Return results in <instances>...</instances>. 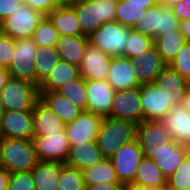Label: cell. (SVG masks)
Instances as JSON below:
<instances>
[{
	"label": "cell",
	"mask_w": 190,
	"mask_h": 190,
	"mask_svg": "<svg viewBox=\"0 0 190 190\" xmlns=\"http://www.w3.org/2000/svg\"><path fill=\"white\" fill-rule=\"evenodd\" d=\"M144 157L151 158L168 178L178 168L179 164L190 153V147L172 143H161L154 150H142Z\"/></svg>",
	"instance_id": "cell-10"
},
{
	"label": "cell",
	"mask_w": 190,
	"mask_h": 190,
	"mask_svg": "<svg viewBox=\"0 0 190 190\" xmlns=\"http://www.w3.org/2000/svg\"><path fill=\"white\" fill-rule=\"evenodd\" d=\"M180 1L182 0H160V3L163 5V6H166V7H172L176 4H178Z\"/></svg>",
	"instance_id": "cell-54"
},
{
	"label": "cell",
	"mask_w": 190,
	"mask_h": 190,
	"mask_svg": "<svg viewBox=\"0 0 190 190\" xmlns=\"http://www.w3.org/2000/svg\"><path fill=\"white\" fill-rule=\"evenodd\" d=\"M144 157L137 139L121 146L109 159L117 173L120 183L135 181L141 159Z\"/></svg>",
	"instance_id": "cell-8"
},
{
	"label": "cell",
	"mask_w": 190,
	"mask_h": 190,
	"mask_svg": "<svg viewBox=\"0 0 190 190\" xmlns=\"http://www.w3.org/2000/svg\"><path fill=\"white\" fill-rule=\"evenodd\" d=\"M146 11H148V4L117 0L115 21L133 28L137 22L141 21Z\"/></svg>",
	"instance_id": "cell-34"
},
{
	"label": "cell",
	"mask_w": 190,
	"mask_h": 190,
	"mask_svg": "<svg viewBox=\"0 0 190 190\" xmlns=\"http://www.w3.org/2000/svg\"><path fill=\"white\" fill-rule=\"evenodd\" d=\"M136 139L141 150H154L161 143L173 142L161 120H148L137 124Z\"/></svg>",
	"instance_id": "cell-22"
},
{
	"label": "cell",
	"mask_w": 190,
	"mask_h": 190,
	"mask_svg": "<svg viewBox=\"0 0 190 190\" xmlns=\"http://www.w3.org/2000/svg\"><path fill=\"white\" fill-rule=\"evenodd\" d=\"M115 92L107 81L86 80L87 110L110 117Z\"/></svg>",
	"instance_id": "cell-16"
},
{
	"label": "cell",
	"mask_w": 190,
	"mask_h": 190,
	"mask_svg": "<svg viewBox=\"0 0 190 190\" xmlns=\"http://www.w3.org/2000/svg\"><path fill=\"white\" fill-rule=\"evenodd\" d=\"M16 40L3 35L0 38V65L8 67L13 59L15 53Z\"/></svg>",
	"instance_id": "cell-42"
},
{
	"label": "cell",
	"mask_w": 190,
	"mask_h": 190,
	"mask_svg": "<svg viewBox=\"0 0 190 190\" xmlns=\"http://www.w3.org/2000/svg\"><path fill=\"white\" fill-rule=\"evenodd\" d=\"M137 124L131 120L104 117L96 143L105 158H110L121 146L136 139Z\"/></svg>",
	"instance_id": "cell-1"
},
{
	"label": "cell",
	"mask_w": 190,
	"mask_h": 190,
	"mask_svg": "<svg viewBox=\"0 0 190 190\" xmlns=\"http://www.w3.org/2000/svg\"><path fill=\"white\" fill-rule=\"evenodd\" d=\"M59 60L60 57L56 47H38L34 61L35 85L40 86Z\"/></svg>",
	"instance_id": "cell-32"
},
{
	"label": "cell",
	"mask_w": 190,
	"mask_h": 190,
	"mask_svg": "<svg viewBox=\"0 0 190 190\" xmlns=\"http://www.w3.org/2000/svg\"><path fill=\"white\" fill-rule=\"evenodd\" d=\"M81 77L78 66L59 60L48 77L40 84V92L56 91L63 85Z\"/></svg>",
	"instance_id": "cell-26"
},
{
	"label": "cell",
	"mask_w": 190,
	"mask_h": 190,
	"mask_svg": "<svg viewBox=\"0 0 190 190\" xmlns=\"http://www.w3.org/2000/svg\"><path fill=\"white\" fill-rule=\"evenodd\" d=\"M82 111L87 110L86 80L81 76L56 90Z\"/></svg>",
	"instance_id": "cell-35"
},
{
	"label": "cell",
	"mask_w": 190,
	"mask_h": 190,
	"mask_svg": "<svg viewBox=\"0 0 190 190\" xmlns=\"http://www.w3.org/2000/svg\"><path fill=\"white\" fill-rule=\"evenodd\" d=\"M32 142L39 161L66 163L70 144L65 131L34 136Z\"/></svg>",
	"instance_id": "cell-11"
},
{
	"label": "cell",
	"mask_w": 190,
	"mask_h": 190,
	"mask_svg": "<svg viewBox=\"0 0 190 190\" xmlns=\"http://www.w3.org/2000/svg\"><path fill=\"white\" fill-rule=\"evenodd\" d=\"M59 37V32L50 19L45 16L35 29L32 39L38 47H56Z\"/></svg>",
	"instance_id": "cell-37"
},
{
	"label": "cell",
	"mask_w": 190,
	"mask_h": 190,
	"mask_svg": "<svg viewBox=\"0 0 190 190\" xmlns=\"http://www.w3.org/2000/svg\"><path fill=\"white\" fill-rule=\"evenodd\" d=\"M181 107L190 113V83L187 86L185 96L182 100Z\"/></svg>",
	"instance_id": "cell-50"
},
{
	"label": "cell",
	"mask_w": 190,
	"mask_h": 190,
	"mask_svg": "<svg viewBox=\"0 0 190 190\" xmlns=\"http://www.w3.org/2000/svg\"><path fill=\"white\" fill-rule=\"evenodd\" d=\"M180 30L185 39L187 40V43L190 44V19L180 22Z\"/></svg>",
	"instance_id": "cell-48"
},
{
	"label": "cell",
	"mask_w": 190,
	"mask_h": 190,
	"mask_svg": "<svg viewBox=\"0 0 190 190\" xmlns=\"http://www.w3.org/2000/svg\"><path fill=\"white\" fill-rule=\"evenodd\" d=\"M112 57L88 43L79 69L85 80L107 81Z\"/></svg>",
	"instance_id": "cell-15"
},
{
	"label": "cell",
	"mask_w": 190,
	"mask_h": 190,
	"mask_svg": "<svg viewBox=\"0 0 190 190\" xmlns=\"http://www.w3.org/2000/svg\"><path fill=\"white\" fill-rule=\"evenodd\" d=\"M80 0H56L58 7H73Z\"/></svg>",
	"instance_id": "cell-52"
},
{
	"label": "cell",
	"mask_w": 190,
	"mask_h": 190,
	"mask_svg": "<svg viewBox=\"0 0 190 190\" xmlns=\"http://www.w3.org/2000/svg\"><path fill=\"white\" fill-rule=\"evenodd\" d=\"M136 65L126 57H112L107 82L115 90L141 87L135 77Z\"/></svg>",
	"instance_id": "cell-19"
},
{
	"label": "cell",
	"mask_w": 190,
	"mask_h": 190,
	"mask_svg": "<svg viewBox=\"0 0 190 190\" xmlns=\"http://www.w3.org/2000/svg\"><path fill=\"white\" fill-rule=\"evenodd\" d=\"M123 190H149L148 188H145L143 185H139L137 183H126L123 186Z\"/></svg>",
	"instance_id": "cell-51"
},
{
	"label": "cell",
	"mask_w": 190,
	"mask_h": 190,
	"mask_svg": "<svg viewBox=\"0 0 190 190\" xmlns=\"http://www.w3.org/2000/svg\"><path fill=\"white\" fill-rule=\"evenodd\" d=\"M173 141L190 147V113L181 106H172L161 119Z\"/></svg>",
	"instance_id": "cell-20"
},
{
	"label": "cell",
	"mask_w": 190,
	"mask_h": 190,
	"mask_svg": "<svg viewBox=\"0 0 190 190\" xmlns=\"http://www.w3.org/2000/svg\"><path fill=\"white\" fill-rule=\"evenodd\" d=\"M166 177L151 158L141 159L134 183L152 189L166 185Z\"/></svg>",
	"instance_id": "cell-31"
},
{
	"label": "cell",
	"mask_w": 190,
	"mask_h": 190,
	"mask_svg": "<svg viewBox=\"0 0 190 190\" xmlns=\"http://www.w3.org/2000/svg\"><path fill=\"white\" fill-rule=\"evenodd\" d=\"M105 157L96 141H86L83 144L71 145L66 164L84 171L99 163Z\"/></svg>",
	"instance_id": "cell-23"
},
{
	"label": "cell",
	"mask_w": 190,
	"mask_h": 190,
	"mask_svg": "<svg viewBox=\"0 0 190 190\" xmlns=\"http://www.w3.org/2000/svg\"><path fill=\"white\" fill-rule=\"evenodd\" d=\"M142 103V121L161 120L172 107L167 103L163 90L155 82L143 84L140 87Z\"/></svg>",
	"instance_id": "cell-14"
},
{
	"label": "cell",
	"mask_w": 190,
	"mask_h": 190,
	"mask_svg": "<svg viewBox=\"0 0 190 190\" xmlns=\"http://www.w3.org/2000/svg\"><path fill=\"white\" fill-rule=\"evenodd\" d=\"M123 186L122 183L93 184L85 185V190H123Z\"/></svg>",
	"instance_id": "cell-46"
},
{
	"label": "cell",
	"mask_w": 190,
	"mask_h": 190,
	"mask_svg": "<svg viewBox=\"0 0 190 190\" xmlns=\"http://www.w3.org/2000/svg\"><path fill=\"white\" fill-rule=\"evenodd\" d=\"M103 117L91 111H82L78 118L66 124L65 132L69 144H83L86 141H96Z\"/></svg>",
	"instance_id": "cell-13"
},
{
	"label": "cell",
	"mask_w": 190,
	"mask_h": 190,
	"mask_svg": "<svg viewBox=\"0 0 190 190\" xmlns=\"http://www.w3.org/2000/svg\"><path fill=\"white\" fill-rule=\"evenodd\" d=\"M38 45L32 38L16 40L15 53L7 70L11 77L25 79L35 84V54Z\"/></svg>",
	"instance_id": "cell-9"
},
{
	"label": "cell",
	"mask_w": 190,
	"mask_h": 190,
	"mask_svg": "<svg viewBox=\"0 0 190 190\" xmlns=\"http://www.w3.org/2000/svg\"><path fill=\"white\" fill-rule=\"evenodd\" d=\"M173 14L179 18V21L190 19V0H182L171 7Z\"/></svg>",
	"instance_id": "cell-45"
},
{
	"label": "cell",
	"mask_w": 190,
	"mask_h": 190,
	"mask_svg": "<svg viewBox=\"0 0 190 190\" xmlns=\"http://www.w3.org/2000/svg\"><path fill=\"white\" fill-rule=\"evenodd\" d=\"M24 5H27L35 10L41 11L47 16L51 11L58 8L56 0H22Z\"/></svg>",
	"instance_id": "cell-43"
},
{
	"label": "cell",
	"mask_w": 190,
	"mask_h": 190,
	"mask_svg": "<svg viewBox=\"0 0 190 190\" xmlns=\"http://www.w3.org/2000/svg\"><path fill=\"white\" fill-rule=\"evenodd\" d=\"M33 114L32 111H7L2 118V138L32 140Z\"/></svg>",
	"instance_id": "cell-17"
},
{
	"label": "cell",
	"mask_w": 190,
	"mask_h": 190,
	"mask_svg": "<svg viewBox=\"0 0 190 190\" xmlns=\"http://www.w3.org/2000/svg\"><path fill=\"white\" fill-rule=\"evenodd\" d=\"M61 167L60 162L39 161L31 170L35 190H57Z\"/></svg>",
	"instance_id": "cell-29"
},
{
	"label": "cell",
	"mask_w": 190,
	"mask_h": 190,
	"mask_svg": "<svg viewBox=\"0 0 190 190\" xmlns=\"http://www.w3.org/2000/svg\"><path fill=\"white\" fill-rule=\"evenodd\" d=\"M44 17L41 11L22 4L16 12L0 22V28L4 35L15 40L32 38Z\"/></svg>",
	"instance_id": "cell-7"
},
{
	"label": "cell",
	"mask_w": 190,
	"mask_h": 190,
	"mask_svg": "<svg viewBox=\"0 0 190 190\" xmlns=\"http://www.w3.org/2000/svg\"><path fill=\"white\" fill-rule=\"evenodd\" d=\"M131 27L116 21L106 22L89 36V43L110 57H125V49Z\"/></svg>",
	"instance_id": "cell-5"
},
{
	"label": "cell",
	"mask_w": 190,
	"mask_h": 190,
	"mask_svg": "<svg viewBox=\"0 0 190 190\" xmlns=\"http://www.w3.org/2000/svg\"><path fill=\"white\" fill-rule=\"evenodd\" d=\"M166 186L170 190H190V153L166 179Z\"/></svg>",
	"instance_id": "cell-39"
},
{
	"label": "cell",
	"mask_w": 190,
	"mask_h": 190,
	"mask_svg": "<svg viewBox=\"0 0 190 190\" xmlns=\"http://www.w3.org/2000/svg\"><path fill=\"white\" fill-rule=\"evenodd\" d=\"M4 111L2 110L0 106V139L2 138V118H3Z\"/></svg>",
	"instance_id": "cell-55"
},
{
	"label": "cell",
	"mask_w": 190,
	"mask_h": 190,
	"mask_svg": "<svg viewBox=\"0 0 190 190\" xmlns=\"http://www.w3.org/2000/svg\"><path fill=\"white\" fill-rule=\"evenodd\" d=\"M47 17L61 35L78 36L82 33L78 17L72 7H58L51 11Z\"/></svg>",
	"instance_id": "cell-28"
},
{
	"label": "cell",
	"mask_w": 190,
	"mask_h": 190,
	"mask_svg": "<svg viewBox=\"0 0 190 190\" xmlns=\"http://www.w3.org/2000/svg\"><path fill=\"white\" fill-rule=\"evenodd\" d=\"M135 77L140 85L155 82L161 71L167 66L155 45L140 56L134 57Z\"/></svg>",
	"instance_id": "cell-18"
},
{
	"label": "cell",
	"mask_w": 190,
	"mask_h": 190,
	"mask_svg": "<svg viewBox=\"0 0 190 190\" xmlns=\"http://www.w3.org/2000/svg\"><path fill=\"white\" fill-rule=\"evenodd\" d=\"M130 3H137V4H148V9L154 5L160 3V0H126Z\"/></svg>",
	"instance_id": "cell-53"
},
{
	"label": "cell",
	"mask_w": 190,
	"mask_h": 190,
	"mask_svg": "<svg viewBox=\"0 0 190 190\" xmlns=\"http://www.w3.org/2000/svg\"><path fill=\"white\" fill-rule=\"evenodd\" d=\"M0 155L10 173L31 171L39 162L32 140L1 138Z\"/></svg>",
	"instance_id": "cell-3"
},
{
	"label": "cell",
	"mask_w": 190,
	"mask_h": 190,
	"mask_svg": "<svg viewBox=\"0 0 190 190\" xmlns=\"http://www.w3.org/2000/svg\"><path fill=\"white\" fill-rule=\"evenodd\" d=\"M133 29L155 39L167 32L180 29V21L170 7L158 3L145 12L141 21L137 22Z\"/></svg>",
	"instance_id": "cell-6"
},
{
	"label": "cell",
	"mask_w": 190,
	"mask_h": 190,
	"mask_svg": "<svg viewBox=\"0 0 190 190\" xmlns=\"http://www.w3.org/2000/svg\"><path fill=\"white\" fill-rule=\"evenodd\" d=\"M10 172L4 167L0 168V190H8Z\"/></svg>",
	"instance_id": "cell-47"
},
{
	"label": "cell",
	"mask_w": 190,
	"mask_h": 190,
	"mask_svg": "<svg viewBox=\"0 0 190 190\" xmlns=\"http://www.w3.org/2000/svg\"><path fill=\"white\" fill-rule=\"evenodd\" d=\"M149 190H170V189L165 185V186H162V187L152 188V189H149Z\"/></svg>",
	"instance_id": "cell-56"
},
{
	"label": "cell",
	"mask_w": 190,
	"mask_h": 190,
	"mask_svg": "<svg viewBox=\"0 0 190 190\" xmlns=\"http://www.w3.org/2000/svg\"><path fill=\"white\" fill-rule=\"evenodd\" d=\"M85 185L120 183L109 158L102 159L93 167L83 171Z\"/></svg>",
	"instance_id": "cell-33"
},
{
	"label": "cell",
	"mask_w": 190,
	"mask_h": 190,
	"mask_svg": "<svg viewBox=\"0 0 190 190\" xmlns=\"http://www.w3.org/2000/svg\"><path fill=\"white\" fill-rule=\"evenodd\" d=\"M39 100V86L11 76L0 92V106L4 112L32 111Z\"/></svg>",
	"instance_id": "cell-2"
},
{
	"label": "cell",
	"mask_w": 190,
	"mask_h": 190,
	"mask_svg": "<svg viewBox=\"0 0 190 190\" xmlns=\"http://www.w3.org/2000/svg\"><path fill=\"white\" fill-rule=\"evenodd\" d=\"M186 43L187 40L180 29L167 32L154 39V45L167 65L174 60L181 47Z\"/></svg>",
	"instance_id": "cell-30"
},
{
	"label": "cell",
	"mask_w": 190,
	"mask_h": 190,
	"mask_svg": "<svg viewBox=\"0 0 190 190\" xmlns=\"http://www.w3.org/2000/svg\"><path fill=\"white\" fill-rule=\"evenodd\" d=\"M1 155H0V168H2Z\"/></svg>",
	"instance_id": "cell-58"
},
{
	"label": "cell",
	"mask_w": 190,
	"mask_h": 190,
	"mask_svg": "<svg viewBox=\"0 0 190 190\" xmlns=\"http://www.w3.org/2000/svg\"><path fill=\"white\" fill-rule=\"evenodd\" d=\"M155 83L164 91L167 103L171 106H181L189 83L176 70L167 65Z\"/></svg>",
	"instance_id": "cell-21"
},
{
	"label": "cell",
	"mask_w": 190,
	"mask_h": 190,
	"mask_svg": "<svg viewBox=\"0 0 190 190\" xmlns=\"http://www.w3.org/2000/svg\"><path fill=\"white\" fill-rule=\"evenodd\" d=\"M110 117L142 122L140 87L115 92Z\"/></svg>",
	"instance_id": "cell-12"
},
{
	"label": "cell",
	"mask_w": 190,
	"mask_h": 190,
	"mask_svg": "<svg viewBox=\"0 0 190 190\" xmlns=\"http://www.w3.org/2000/svg\"><path fill=\"white\" fill-rule=\"evenodd\" d=\"M176 70L188 83H190V44L186 43L169 64Z\"/></svg>",
	"instance_id": "cell-40"
},
{
	"label": "cell",
	"mask_w": 190,
	"mask_h": 190,
	"mask_svg": "<svg viewBox=\"0 0 190 190\" xmlns=\"http://www.w3.org/2000/svg\"><path fill=\"white\" fill-rule=\"evenodd\" d=\"M22 4V0H0V22L16 12Z\"/></svg>",
	"instance_id": "cell-44"
},
{
	"label": "cell",
	"mask_w": 190,
	"mask_h": 190,
	"mask_svg": "<svg viewBox=\"0 0 190 190\" xmlns=\"http://www.w3.org/2000/svg\"><path fill=\"white\" fill-rule=\"evenodd\" d=\"M127 45L125 49V57L133 59L146 52L154 45V39L135 31L133 28L129 31V37L127 39Z\"/></svg>",
	"instance_id": "cell-38"
},
{
	"label": "cell",
	"mask_w": 190,
	"mask_h": 190,
	"mask_svg": "<svg viewBox=\"0 0 190 190\" xmlns=\"http://www.w3.org/2000/svg\"><path fill=\"white\" fill-rule=\"evenodd\" d=\"M8 190H35L31 171L10 173Z\"/></svg>",
	"instance_id": "cell-41"
},
{
	"label": "cell",
	"mask_w": 190,
	"mask_h": 190,
	"mask_svg": "<svg viewBox=\"0 0 190 190\" xmlns=\"http://www.w3.org/2000/svg\"><path fill=\"white\" fill-rule=\"evenodd\" d=\"M40 100L65 124L73 122L82 110L56 91L40 92Z\"/></svg>",
	"instance_id": "cell-27"
},
{
	"label": "cell",
	"mask_w": 190,
	"mask_h": 190,
	"mask_svg": "<svg viewBox=\"0 0 190 190\" xmlns=\"http://www.w3.org/2000/svg\"><path fill=\"white\" fill-rule=\"evenodd\" d=\"M117 0H80L72 8L82 33L89 36L106 22L115 21Z\"/></svg>",
	"instance_id": "cell-4"
},
{
	"label": "cell",
	"mask_w": 190,
	"mask_h": 190,
	"mask_svg": "<svg viewBox=\"0 0 190 190\" xmlns=\"http://www.w3.org/2000/svg\"><path fill=\"white\" fill-rule=\"evenodd\" d=\"M4 34H3V32H2V30H1V28H0V38L3 36Z\"/></svg>",
	"instance_id": "cell-57"
},
{
	"label": "cell",
	"mask_w": 190,
	"mask_h": 190,
	"mask_svg": "<svg viewBox=\"0 0 190 190\" xmlns=\"http://www.w3.org/2000/svg\"><path fill=\"white\" fill-rule=\"evenodd\" d=\"M88 43L89 39L86 35H61L56 44L60 60L79 67Z\"/></svg>",
	"instance_id": "cell-25"
},
{
	"label": "cell",
	"mask_w": 190,
	"mask_h": 190,
	"mask_svg": "<svg viewBox=\"0 0 190 190\" xmlns=\"http://www.w3.org/2000/svg\"><path fill=\"white\" fill-rule=\"evenodd\" d=\"M34 136L65 131L66 124L39 100L32 109Z\"/></svg>",
	"instance_id": "cell-24"
},
{
	"label": "cell",
	"mask_w": 190,
	"mask_h": 190,
	"mask_svg": "<svg viewBox=\"0 0 190 190\" xmlns=\"http://www.w3.org/2000/svg\"><path fill=\"white\" fill-rule=\"evenodd\" d=\"M9 77H10V74L7 68L0 65V92L3 89V87L6 85Z\"/></svg>",
	"instance_id": "cell-49"
},
{
	"label": "cell",
	"mask_w": 190,
	"mask_h": 190,
	"mask_svg": "<svg viewBox=\"0 0 190 190\" xmlns=\"http://www.w3.org/2000/svg\"><path fill=\"white\" fill-rule=\"evenodd\" d=\"M57 183V190H85L83 172L66 163H62Z\"/></svg>",
	"instance_id": "cell-36"
}]
</instances>
